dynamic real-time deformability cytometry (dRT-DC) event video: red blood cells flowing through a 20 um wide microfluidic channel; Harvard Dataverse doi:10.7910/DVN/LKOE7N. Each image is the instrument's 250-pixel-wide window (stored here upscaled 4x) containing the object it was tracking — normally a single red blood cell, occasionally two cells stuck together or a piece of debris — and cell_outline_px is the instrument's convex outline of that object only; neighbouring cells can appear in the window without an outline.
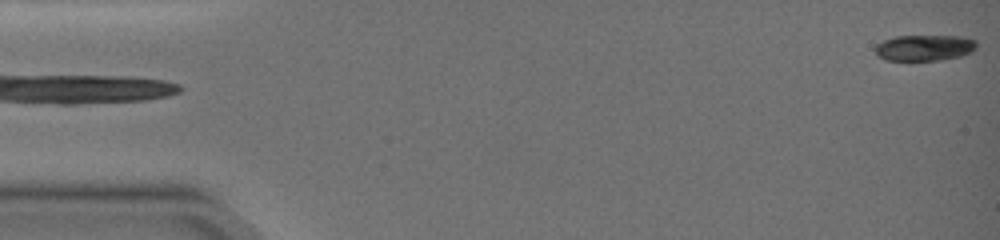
{"species": "common noctule bat (a hibernating species)", "species_latin": "Nyctalus noctula", "temperature_condition": "warm", "stored_images_in_passage": 3, "camera_frame_rate_fps": 3000, "um_per_image_px": 0.085, "animal": {"sex": "female", "body_mass_g": 19.0, "forearm_length_mm": 51.5}, "frame": {"image": 1, "passage_image": 1, "time_ms": 0.0, "image_size_px": [1000, 240], "cell_outline_px": [[976, 48], [972, 52], [960, 56], [940, 60], [884, 60], [876, 56], [876, 44], [884, 40], [896, 36], [960, 36], [976, 40]], "centroid_in_image_um": [78.57, 4.06], "position_along_channel_um": 6.4, "area_um2": 15.37}}